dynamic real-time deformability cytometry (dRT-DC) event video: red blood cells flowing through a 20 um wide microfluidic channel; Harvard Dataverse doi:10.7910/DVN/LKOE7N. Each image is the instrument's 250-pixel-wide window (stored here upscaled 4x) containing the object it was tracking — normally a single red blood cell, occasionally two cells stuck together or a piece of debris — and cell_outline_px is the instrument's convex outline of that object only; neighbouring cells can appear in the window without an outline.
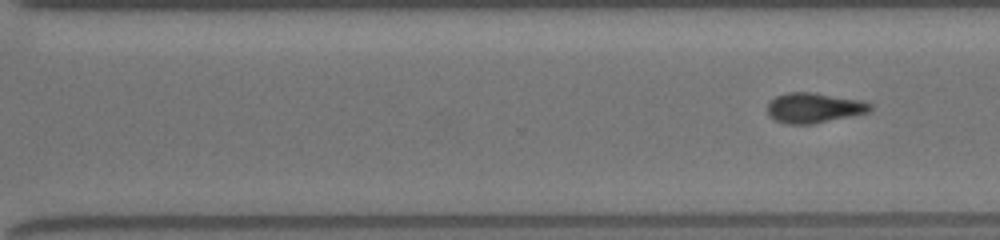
{"species": "common noctule bat (a hibernating species)", "species_latin": "Nyctalus noctula", "temperature_condition": "room temperature", "stored_images_in_passage": 12, "segment_of_instrument_passage": [2, 2], "camera_frame_rate_fps": 3000, "um_per_image_px": 0.085, "animal": {"sex": "female", "body_mass_g": 19.5, "forearm_length_mm": 54.1}, "frame": {"image": 1, "passage_image": 12, "time_ms": 3.667, "image_size_px": [1000, 240], "cell_outline_px": [[872, 112], [812, 124], [784, 124], [768, 116], [768, 104], [776, 96], [788, 92], [812, 92], [860, 100], [872, 104]], "centroid_in_image_um": [69.2, 9.17], "position_along_channel_um": 301.4, "area_um2": 18.09}}